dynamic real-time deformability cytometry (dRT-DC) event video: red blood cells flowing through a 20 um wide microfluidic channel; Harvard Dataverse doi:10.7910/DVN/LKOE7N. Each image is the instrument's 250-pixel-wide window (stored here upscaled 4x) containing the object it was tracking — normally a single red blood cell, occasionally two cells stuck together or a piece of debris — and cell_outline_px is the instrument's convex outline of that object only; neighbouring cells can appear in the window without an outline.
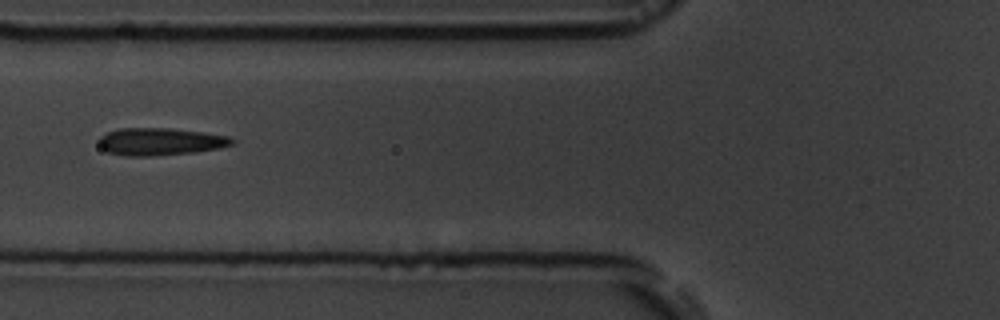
{"species": "common noctule bat (a hibernating species)", "species_latin": "Nyctalus noctula", "temperature_condition": "room temperature", "stored_images_in_passage": 5, "camera_frame_rate_fps": 3000, "um_per_image_px": 0.085, "animal": {"sex": "male", "body_mass_g": 19.5, "forearm_length_mm": 54.6}, "frame": {"image": 1, "passage_image": 3, "time_ms": 2.333, "image_size_px": [1000, 320], "cell_outline_px": [[236, 140], [232, 144], [220, 148], [196, 152], [152, 156], [124, 156], [108, 152], [100, 148], [100, 136], [108, 132], [120, 128], [172, 128], [204, 132], [228, 136]], "centroid_in_image_um": [13.64, 12.04], "position_along_channel_um": 112.2, "area_um2": 21.39}}
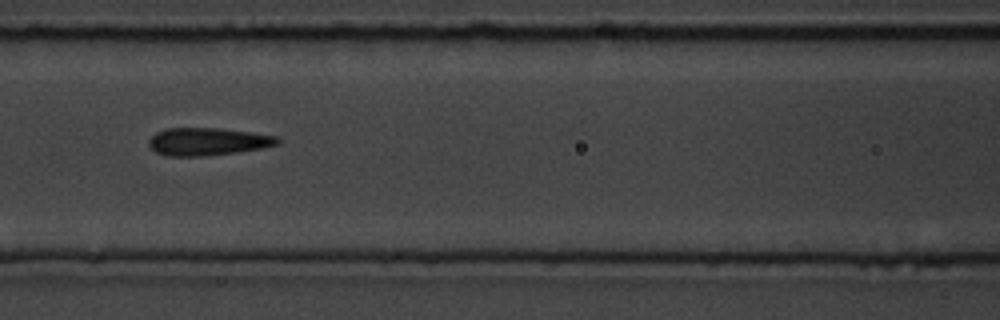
{"frame": {"image": 2, "passage_image": 4, "time_ms": 3.333, "image_size_px": [1000, 320], "cell_outline_px": [[280, 140], [276, 144], [264, 148], [236, 152], [204, 156], [168, 156], [156, 152], [148, 144], [148, 140], [156, 132], [164, 128], [220, 128], [276, 136]], "centroid_in_image_um": [17.61, 12.03], "position_along_channel_um": 149.0, "area_um2": 20.63}}
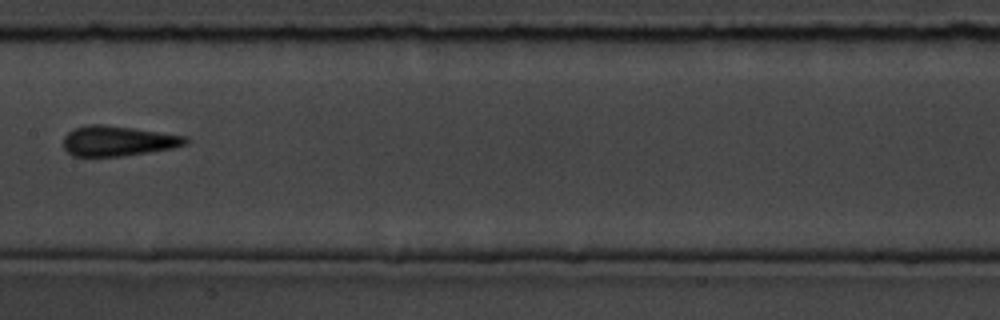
{"frame": {"image": 3, "passage_image": 5, "time_ms": 4.667, "image_size_px": [1000, 320], "cell_outline_px": [[188, 144], [172, 148], [124, 156], [72, 156], [64, 148], [64, 136], [68, 132], [76, 128], [88, 124], [104, 124], [188, 136]], "centroid_in_image_um": [10.03, 11.98], "position_along_channel_um": 197.4, "area_um2": 21.44}}